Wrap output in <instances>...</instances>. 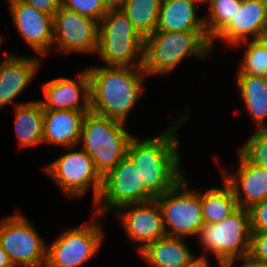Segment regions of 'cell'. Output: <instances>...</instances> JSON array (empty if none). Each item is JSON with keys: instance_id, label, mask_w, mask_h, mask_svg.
I'll list each match as a JSON object with an SVG mask.
<instances>
[{"instance_id": "cell-1", "label": "cell", "mask_w": 267, "mask_h": 267, "mask_svg": "<svg viewBox=\"0 0 267 267\" xmlns=\"http://www.w3.org/2000/svg\"><path fill=\"white\" fill-rule=\"evenodd\" d=\"M188 111L154 137L130 139L127 156L139 169L147 190L156 198L175 187L185 176L177 132L189 118Z\"/></svg>"}, {"instance_id": "cell-2", "label": "cell", "mask_w": 267, "mask_h": 267, "mask_svg": "<svg viewBox=\"0 0 267 267\" xmlns=\"http://www.w3.org/2000/svg\"><path fill=\"white\" fill-rule=\"evenodd\" d=\"M90 111L127 124L131 111L144 94L143 67L91 66Z\"/></svg>"}, {"instance_id": "cell-3", "label": "cell", "mask_w": 267, "mask_h": 267, "mask_svg": "<svg viewBox=\"0 0 267 267\" xmlns=\"http://www.w3.org/2000/svg\"><path fill=\"white\" fill-rule=\"evenodd\" d=\"M206 60L213 56L207 31H155L145 38L143 69L147 75H166L187 57Z\"/></svg>"}, {"instance_id": "cell-4", "label": "cell", "mask_w": 267, "mask_h": 267, "mask_svg": "<svg viewBox=\"0 0 267 267\" xmlns=\"http://www.w3.org/2000/svg\"><path fill=\"white\" fill-rule=\"evenodd\" d=\"M127 130L123 122L91 111L85 115L78 146L93 159L102 177L127 155L128 143L134 136Z\"/></svg>"}, {"instance_id": "cell-5", "label": "cell", "mask_w": 267, "mask_h": 267, "mask_svg": "<svg viewBox=\"0 0 267 267\" xmlns=\"http://www.w3.org/2000/svg\"><path fill=\"white\" fill-rule=\"evenodd\" d=\"M145 39L121 11H108L99 22L96 54L104 66L143 67Z\"/></svg>"}, {"instance_id": "cell-6", "label": "cell", "mask_w": 267, "mask_h": 267, "mask_svg": "<svg viewBox=\"0 0 267 267\" xmlns=\"http://www.w3.org/2000/svg\"><path fill=\"white\" fill-rule=\"evenodd\" d=\"M251 236L249 209L238 207L222 222L201 227L198 243L201 242L204 253L198 258H209L207 253L218 261L249 255Z\"/></svg>"}, {"instance_id": "cell-7", "label": "cell", "mask_w": 267, "mask_h": 267, "mask_svg": "<svg viewBox=\"0 0 267 267\" xmlns=\"http://www.w3.org/2000/svg\"><path fill=\"white\" fill-rule=\"evenodd\" d=\"M67 147L66 154L47 164L43 170L68 199L82 198L93 188V205L99 197L102 176L93 159L81 147Z\"/></svg>"}, {"instance_id": "cell-8", "label": "cell", "mask_w": 267, "mask_h": 267, "mask_svg": "<svg viewBox=\"0 0 267 267\" xmlns=\"http://www.w3.org/2000/svg\"><path fill=\"white\" fill-rule=\"evenodd\" d=\"M92 214L89 223L67 228L47 245L45 267H80L97 255L105 233L102 216Z\"/></svg>"}, {"instance_id": "cell-9", "label": "cell", "mask_w": 267, "mask_h": 267, "mask_svg": "<svg viewBox=\"0 0 267 267\" xmlns=\"http://www.w3.org/2000/svg\"><path fill=\"white\" fill-rule=\"evenodd\" d=\"M155 199L147 190L134 162L126 155L113 169L102 177L98 199L92 205L94 214L104 218L122 206ZM104 215V216H103Z\"/></svg>"}, {"instance_id": "cell-10", "label": "cell", "mask_w": 267, "mask_h": 267, "mask_svg": "<svg viewBox=\"0 0 267 267\" xmlns=\"http://www.w3.org/2000/svg\"><path fill=\"white\" fill-rule=\"evenodd\" d=\"M186 176L162 196L156 197L169 237H198L204 225L200 189L192 190Z\"/></svg>"}, {"instance_id": "cell-11", "label": "cell", "mask_w": 267, "mask_h": 267, "mask_svg": "<svg viewBox=\"0 0 267 267\" xmlns=\"http://www.w3.org/2000/svg\"><path fill=\"white\" fill-rule=\"evenodd\" d=\"M28 218L15 210L0 220V246L13 266L45 267L47 245Z\"/></svg>"}, {"instance_id": "cell-12", "label": "cell", "mask_w": 267, "mask_h": 267, "mask_svg": "<svg viewBox=\"0 0 267 267\" xmlns=\"http://www.w3.org/2000/svg\"><path fill=\"white\" fill-rule=\"evenodd\" d=\"M99 22L61 6L53 17L55 52L95 54L98 48Z\"/></svg>"}, {"instance_id": "cell-13", "label": "cell", "mask_w": 267, "mask_h": 267, "mask_svg": "<svg viewBox=\"0 0 267 267\" xmlns=\"http://www.w3.org/2000/svg\"><path fill=\"white\" fill-rule=\"evenodd\" d=\"M17 34L26 45L44 58L53 49V16L20 0H7Z\"/></svg>"}, {"instance_id": "cell-14", "label": "cell", "mask_w": 267, "mask_h": 267, "mask_svg": "<svg viewBox=\"0 0 267 267\" xmlns=\"http://www.w3.org/2000/svg\"><path fill=\"white\" fill-rule=\"evenodd\" d=\"M117 212L128 240L137 244L138 253L148 244L167 236L162 211L156 199L128 204Z\"/></svg>"}, {"instance_id": "cell-15", "label": "cell", "mask_w": 267, "mask_h": 267, "mask_svg": "<svg viewBox=\"0 0 267 267\" xmlns=\"http://www.w3.org/2000/svg\"><path fill=\"white\" fill-rule=\"evenodd\" d=\"M44 110L90 111V78L87 67L75 79L58 77L41 85Z\"/></svg>"}, {"instance_id": "cell-16", "label": "cell", "mask_w": 267, "mask_h": 267, "mask_svg": "<svg viewBox=\"0 0 267 267\" xmlns=\"http://www.w3.org/2000/svg\"><path fill=\"white\" fill-rule=\"evenodd\" d=\"M267 28L263 0H242L241 8L230 24L211 42L212 53L215 42L222 40L232 48L248 40L261 39Z\"/></svg>"}, {"instance_id": "cell-17", "label": "cell", "mask_w": 267, "mask_h": 267, "mask_svg": "<svg viewBox=\"0 0 267 267\" xmlns=\"http://www.w3.org/2000/svg\"><path fill=\"white\" fill-rule=\"evenodd\" d=\"M236 154V173L225 168L221 176L231 186L238 207L250 209L267 197V169L249 163L238 151Z\"/></svg>"}, {"instance_id": "cell-18", "label": "cell", "mask_w": 267, "mask_h": 267, "mask_svg": "<svg viewBox=\"0 0 267 267\" xmlns=\"http://www.w3.org/2000/svg\"><path fill=\"white\" fill-rule=\"evenodd\" d=\"M38 56L8 54L0 59V108L6 107L23 93L41 68Z\"/></svg>"}, {"instance_id": "cell-19", "label": "cell", "mask_w": 267, "mask_h": 267, "mask_svg": "<svg viewBox=\"0 0 267 267\" xmlns=\"http://www.w3.org/2000/svg\"><path fill=\"white\" fill-rule=\"evenodd\" d=\"M90 111L44 110L43 144L62 148L77 146L82 123Z\"/></svg>"}, {"instance_id": "cell-20", "label": "cell", "mask_w": 267, "mask_h": 267, "mask_svg": "<svg viewBox=\"0 0 267 267\" xmlns=\"http://www.w3.org/2000/svg\"><path fill=\"white\" fill-rule=\"evenodd\" d=\"M185 238L165 236L138 253L149 267H190L197 259Z\"/></svg>"}, {"instance_id": "cell-21", "label": "cell", "mask_w": 267, "mask_h": 267, "mask_svg": "<svg viewBox=\"0 0 267 267\" xmlns=\"http://www.w3.org/2000/svg\"><path fill=\"white\" fill-rule=\"evenodd\" d=\"M193 0H162L156 31H206L203 16L197 15Z\"/></svg>"}, {"instance_id": "cell-22", "label": "cell", "mask_w": 267, "mask_h": 267, "mask_svg": "<svg viewBox=\"0 0 267 267\" xmlns=\"http://www.w3.org/2000/svg\"><path fill=\"white\" fill-rule=\"evenodd\" d=\"M14 127L21 148L43 144L44 109L39 100L14 103Z\"/></svg>"}, {"instance_id": "cell-23", "label": "cell", "mask_w": 267, "mask_h": 267, "mask_svg": "<svg viewBox=\"0 0 267 267\" xmlns=\"http://www.w3.org/2000/svg\"><path fill=\"white\" fill-rule=\"evenodd\" d=\"M237 86L256 129L267 128V77L237 74Z\"/></svg>"}, {"instance_id": "cell-24", "label": "cell", "mask_w": 267, "mask_h": 267, "mask_svg": "<svg viewBox=\"0 0 267 267\" xmlns=\"http://www.w3.org/2000/svg\"><path fill=\"white\" fill-rule=\"evenodd\" d=\"M221 188L211 187L200 191L202 218L204 224L222 222L238 208L231 186L223 179Z\"/></svg>"}, {"instance_id": "cell-25", "label": "cell", "mask_w": 267, "mask_h": 267, "mask_svg": "<svg viewBox=\"0 0 267 267\" xmlns=\"http://www.w3.org/2000/svg\"><path fill=\"white\" fill-rule=\"evenodd\" d=\"M162 0H127L121 10L145 39L157 28Z\"/></svg>"}, {"instance_id": "cell-26", "label": "cell", "mask_w": 267, "mask_h": 267, "mask_svg": "<svg viewBox=\"0 0 267 267\" xmlns=\"http://www.w3.org/2000/svg\"><path fill=\"white\" fill-rule=\"evenodd\" d=\"M242 0H209L203 16L207 36L212 42L234 19Z\"/></svg>"}, {"instance_id": "cell-27", "label": "cell", "mask_w": 267, "mask_h": 267, "mask_svg": "<svg viewBox=\"0 0 267 267\" xmlns=\"http://www.w3.org/2000/svg\"><path fill=\"white\" fill-rule=\"evenodd\" d=\"M244 57L239 62L237 74L267 77V42L261 39L248 40L234 47L245 46Z\"/></svg>"}, {"instance_id": "cell-28", "label": "cell", "mask_w": 267, "mask_h": 267, "mask_svg": "<svg viewBox=\"0 0 267 267\" xmlns=\"http://www.w3.org/2000/svg\"><path fill=\"white\" fill-rule=\"evenodd\" d=\"M238 152L249 163L267 169V128L255 129Z\"/></svg>"}, {"instance_id": "cell-29", "label": "cell", "mask_w": 267, "mask_h": 267, "mask_svg": "<svg viewBox=\"0 0 267 267\" xmlns=\"http://www.w3.org/2000/svg\"><path fill=\"white\" fill-rule=\"evenodd\" d=\"M62 6L97 22L108 13L103 0H62Z\"/></svg>"}, {"instance_id": "cell-30", "label": "cell", "mask_w": 267, "mask_h": 267, "mask_svg": "<svg viewBox=\"0 0 267 267\" xmlns=\"http://www.w3.org/2000/svg\"><path fill=\"white\" fill-rule=\"evenodd\" d=\"M251 231L267 232V197L249 209Z\"/></svg>"}, {"instance_id": "cell-31", "label": "cell", "mask_w": 267, "mask_h": 267, "mask_svg": "<svg viewBox=\"0 0 267 267\" xmlns=\"http://www.w3.org/2000/svg\"><path fill=\"white\" fill-rule=\"evenodd\" d=\"M249 255L267 265V232H252Z\"/></svg>"}, {"instance_id": "cell-32", "label": "cell", "mask_w": 267, "mask_h": 267, "mask_svg": "<svg viewBox=\"0 0 267 267\" xmlns=\"http://www.w3.org/2000/svg\"><path fill=\"white\" fill-rule=\"evenodd\" d=\"M31 6L36 10L47 13L54 17L55 13L62 6V0H20Z\"/></svg>"}, {"instance_id": "cell-33", "label": "cell", "mask_w": 267, "mask_h": 267, "mask_svg": "<svg viewBox=\"0 0 267 267\" xmlns=\"http://www.w3.org/2000/svg\"><path fill=\"white\" fill-rule=\"evenodd\" d=\"M237 263H241L238 267H267V265L253 259L250 255L221 261L222 267H233Z\"/></svg>"}, {"instance_id": "cell-34", "label": "cell", "mask_w": 267, "mask_h": 267, "mask_svg": "<svg viewBox=\"0 0 267 267\" xmlns=\"http://www.w3.org/2000/svg\"><path fill=\"white\" fill-rule=\"evenodd\" d=\"M127 0H103L107 11L122 10Z\"/></svg>"}, {"instance_id": "cell-35", "label": "cell", "mask_w": 267, "mask_h": 267, "mask_svg": "<svg viewBox=\"0 0 267 267\" xmlns=\"http://www.w3.org/2000/svg\"><path fill=\"white\" fill-rule=\"evenodd\" d=\"M0 267H13L8 254L5 250L0 246Z\"/></svg>"}, {"instance_id": "cell-36", "label": "cell", "mask_w": 267, "mask_h": 267, "mask_svg": "<svg viewBox=\"0 0 267 267\" xmlns=\"http://www.w3.org/2000/svg\"><path fill=\"white\" fill-rule=\"evenodd\" d=\"M209 259L198 258L190 267H211ZM218 267H222L221 261H216Z\"/></svg>"}, {"instance_id": "cell-37", "label": "cell", "mask_w": 267, "mask_h": 267, "mask_svg": "<svg viewBox=\"0 0 267 267\" xmlns=\"http://www.w3.org/2000/svg\"><path fill=\"white\" fill-rule=\"evenodd\" d=\"M193 1L196 2L198 5H199V3H200V5L201 4H204V5L206 4L207 5L208 2H209V0H193Z\"/></svg>"}, {"instance_id": "cell-38", "label": "cell", "mask_w": 267, "mask_h": 267, "mask_svg": "<svg viewBox=\"0 0 267 267\" xmlns=\"http://www.w3.org/2000/svg\"><path fill=\"white\" fill-rule=\"evenodd\" d=\"M265 4V15H266V20H267V0H263Z\"/></svg>"}, {"instance_id": "cell-39", "label": "cell", "mask_w": 267, "mask_h": 267, "mask_svg": "<svg viewBox=\"0 0 267 267\" xmlns=\"http://www.w3.org/2000/svg\"><path fill=\"white\" fill-rule=\"evenodd\" d=\"M3 36H2V34H0V47H1V45H2V43H3Z\"/></svg>"}, {"instance_id": "cell-40", "label": "cell", "mask_w": 267, "mask_h": 267, "mask_svg": "<svg viewBox=\"0 0 267 267\" xmlns=\"http://www.w3.org/2000/svg\"><path fill=\"white\" fill-rule=\"evenodd\" d=\"M263 39L267 42V28H266V31H265Z\"/></svg>"}]
</instances>
